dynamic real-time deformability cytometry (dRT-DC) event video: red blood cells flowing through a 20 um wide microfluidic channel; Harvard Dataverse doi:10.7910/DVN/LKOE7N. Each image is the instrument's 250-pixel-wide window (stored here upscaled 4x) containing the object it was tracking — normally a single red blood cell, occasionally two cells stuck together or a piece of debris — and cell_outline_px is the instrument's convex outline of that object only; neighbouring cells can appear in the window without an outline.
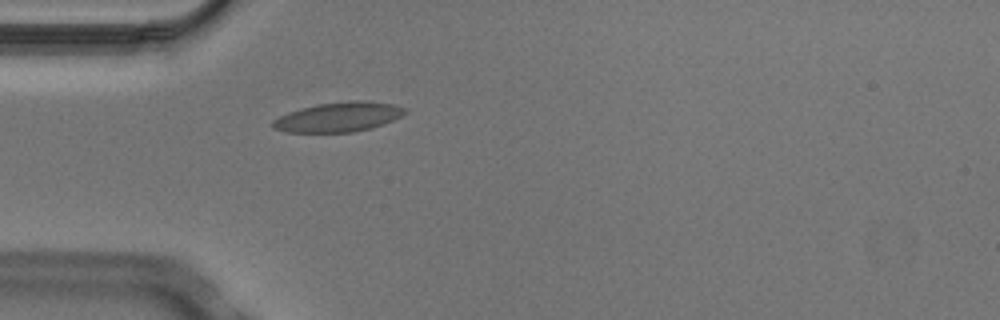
{"species": "Egyptian fruit bat (a non-hibernating species)", "species_latin": "Rousettus aegyptiacus", "temperature_condition": "cold", "stored_images_in_passage": 2, "camera_frame_rate_fps": 3000, "um_per_image_px": 0.085, "animal": {"sex": "male"}, "frame": {"image": 1, "passage_image": 2, "time_ms": 0.333, "image_size_px": [1000, 320], "cell_outline_px": [[408, 112], [384, 124], [372, 128], [352, 132], [284, 132], [272, 128], [272, 120], [288, 112], [320, 104], [352, 100], [368, 100], [392, 104], [408, 108]], "centroid_in_image_um": [28.8, 9.94], "position_along_channel_um": 56.2, "area_um2": 22.83}}